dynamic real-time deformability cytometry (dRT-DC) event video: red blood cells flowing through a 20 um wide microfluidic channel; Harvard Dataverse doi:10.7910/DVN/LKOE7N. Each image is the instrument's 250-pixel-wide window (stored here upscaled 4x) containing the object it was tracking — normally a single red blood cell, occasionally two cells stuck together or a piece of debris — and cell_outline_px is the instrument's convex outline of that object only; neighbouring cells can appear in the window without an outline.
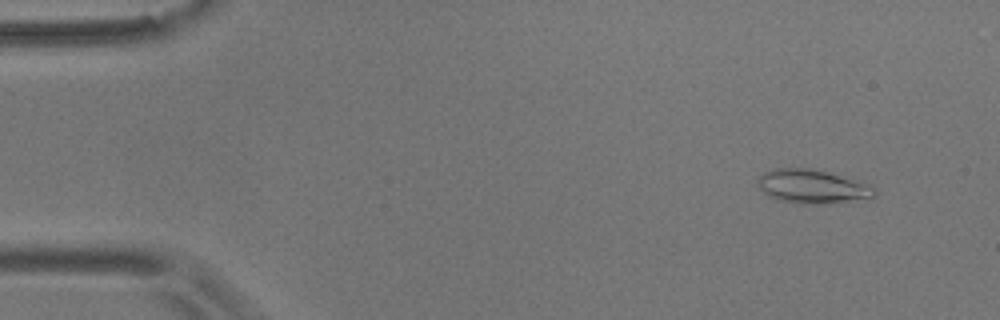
{"species": "common noctule bat (a hibernating species)", "species_latin": "Nyctalus noctula", "temperature_condition": "room temperature", "stored_images_in_passage": 55, "camera_frame_rate_fps": 3000, "um_per_image_px": 0.085, "animal": {"sex": "male", "body_mass_g": 17.9}, "frame": {"image": 1, "passage_image": 5, "time_ms": 1.333, "image_size_px": [1000, 320], "cell_outline_px": [[876, 196], [848, 200], [812, 204], [800, 204], [780, 200], [768, 196], [756, 184], [756, 180], [764, 172], [772, 168], [812, 168], [856, 180], [872, 188], [876, 192]], "centroid_in_image_um": [68.93, 15.83], "position_along_channel_um": 16.1, "area_um2": 22.48}}
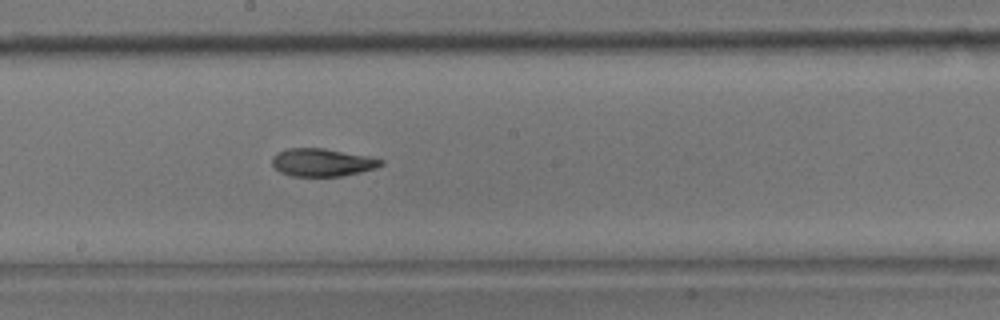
{"frame": {"image": 2, "passage_image": 30, "time_ms": 9.667, "image_size_px": [1000, 320], "cell_outline_px": [[384, 164], [376, 168], [360, 172], [340, 176], [292, 176], [280, 172], [272, 164], [272, 156], [276, 152], [288, 148], [324, 148], [368, 156], [384, 160]], "centroid_in_image_um": [27.38, 13.8], "position_along_channel_um": 220.8, "area_um2": 17.69}}
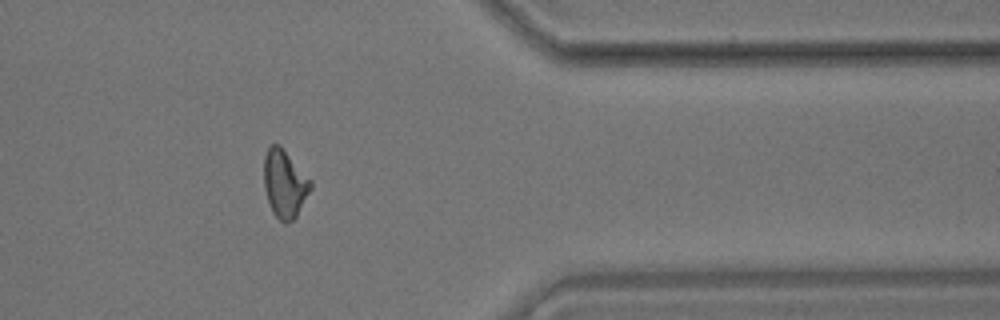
{"frame": {"image": 3, "passage_image": 45, "time_ms": 14.667, "image_size_px": [1000, 320], "cell_outline_px": [[312, 188], [296, 216], [292, 220], [280, 220], [272, 212], [264, 188], [264, 156], [268, 148], [272, 144], [280, 144], [312, 180]], "centroid_in_image_um": [24.2, 15.56], "position_along_channel_um": 387.2, "area_um2": 18.38}, "authors_computed_cell_mechanics": {"area_um2": 18.2648, "velocity_mm_per_s": 3.6708, "shape_relaxation_time_tau1_ms": null, "shape_relaxation_time_tau2_ms": 6.2033, "deformation_change_tau1": null, "deformation_change_tau2": 0.1493}}